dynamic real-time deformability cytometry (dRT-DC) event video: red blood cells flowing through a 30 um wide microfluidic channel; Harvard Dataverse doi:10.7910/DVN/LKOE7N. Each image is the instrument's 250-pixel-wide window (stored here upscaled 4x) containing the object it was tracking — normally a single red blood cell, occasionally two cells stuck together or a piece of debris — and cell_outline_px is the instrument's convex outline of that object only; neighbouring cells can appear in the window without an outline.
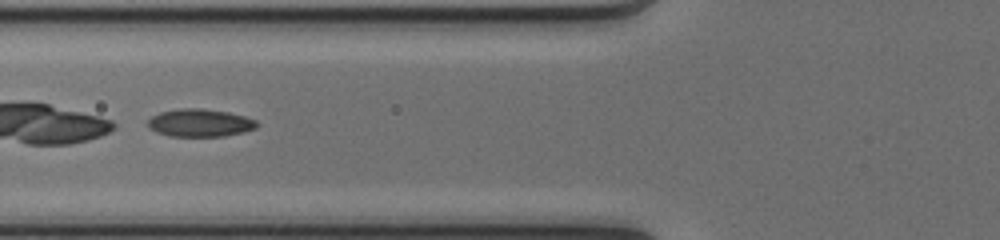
{"species": "common noctule bat (a hibernating species)", "species_latin": "Nyctalus noctula", "temperature_condition": "cold", "stored_images_in_passage": 49, "camera_frame_rate_fps": 3000, "um_per_image_px": 0.085, "animal": {"sex": "female", "body_mass_g": 17.0, "forearm_length_mm": 48.0}, "frame": {"image": 1, "passage_image": 20, "time_ms": 6.333, "image_size_px": [1000, 240], "cell_outline_px": [[260, 124], [256, 128], [244, 132], [224, 136], [168, 136], [156, 132], [148, 128], [148, 120], [152, 116], [160, 112], [180, 108], [200, 108], [228, 112], [244, 116], [256, 120]], "centroid_in_image_um": [17.0, 10.44], "position_along_channel_um": 108.8, "area_um2": 17.74}}
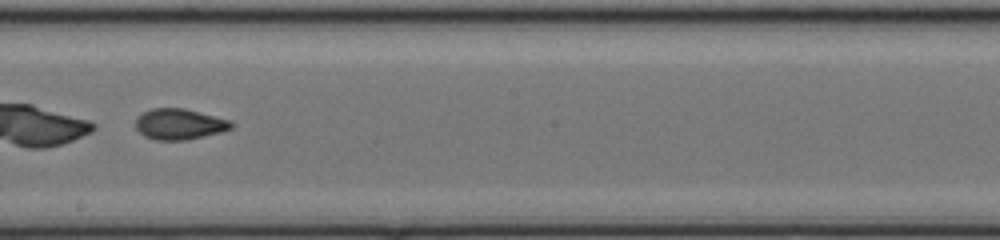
{"frame": {"image": 2, "passage_image": 29, "time_ms": 9.333, "image_size_px": [1000, 240], "cell_outline_px": [[232, 128], [220, 132], [188, 140], [156, 140], [144, 136], [136, 128], [136, 116], [152, 108], [184, 108], [232, 120]], "centroid_in_image_um": [15.24, 10.55], "position_along_channel_um": 233.0, "area_um2": 17.22}}
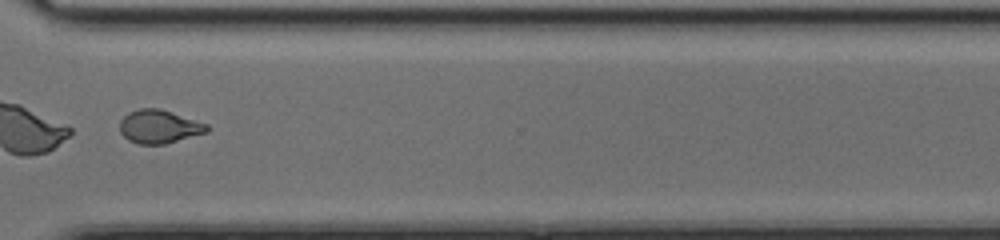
{"frame": {"image": 3, "passage_image": 38, "time_ms": 12.333, "image_size_px": [1000, 240], "cell_outline_px": [[208, 132], [164, 144], [140, 144], [128, 140], [120, 132], [120, 120], [128, 112], [140, 108], [160, 108], [208, 124]], "centroid_in_image_um": [13.51, 10.75], "position_along_channel_um": 357.1, "area_um2": 16.94}}